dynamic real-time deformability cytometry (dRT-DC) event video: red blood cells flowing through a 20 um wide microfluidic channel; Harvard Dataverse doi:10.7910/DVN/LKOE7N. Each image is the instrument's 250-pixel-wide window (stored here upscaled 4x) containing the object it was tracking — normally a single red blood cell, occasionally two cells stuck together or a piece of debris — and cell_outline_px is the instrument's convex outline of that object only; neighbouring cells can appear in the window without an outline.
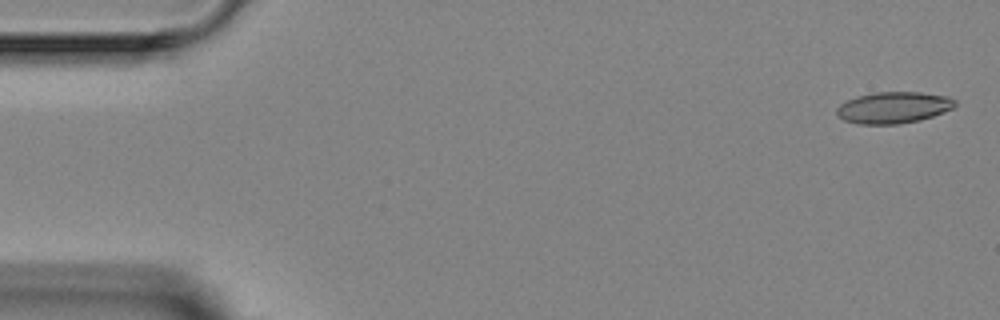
{"species": "Egyptian fruit bat (a non-hibernating species)", "species_latin": "Rousettus aegyptiacus", "temperature_condition": "room temperature", "stored_images_in_passage": 3, "camera_frame_rate_fps": 3000, "um_per_image_px": 0.085, "animal": {"sex": "female"}, "frame": {"image": 1, "passage_image": 1, "time_ms": 0.0, "image_size_px": [1000, 320], "cell_outline_px": [[956, 108], [920, 120], [896, 124], [856, 124], [844, 120], [836, 116], [836, 108], [840, 104], [856, 96], [876, 92], [920, 92], [948, 96], [956, 100]], "centroid_in_image_um": [75.95, 9.14], "position_along_channel_um": 9.1, "area_um2": 21.91}}